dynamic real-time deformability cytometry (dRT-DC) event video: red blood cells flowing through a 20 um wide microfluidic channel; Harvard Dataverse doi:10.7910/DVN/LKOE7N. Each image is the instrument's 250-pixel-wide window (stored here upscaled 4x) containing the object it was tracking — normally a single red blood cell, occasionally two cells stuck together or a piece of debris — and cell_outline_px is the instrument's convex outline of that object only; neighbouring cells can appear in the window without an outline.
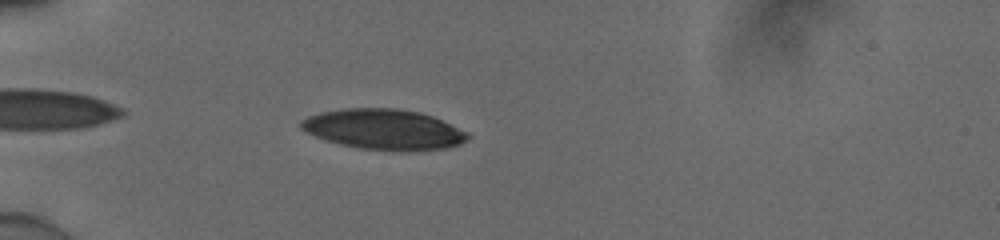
{"species": "human", "species_latin": "Homo sapiens", "temperature_condition": "cold", "stored_images_in_passage": 41, "camera_frame_rate_fps": 3000, "um_per_image_px": 0.085, "donor": {"sex": "male"}, "frame": {"image": 1, "passage_image": 4, "time_ms": 1.0, "image_size_px": [1000, 240], "cell_outline_px": [[468, 136], [460, 144], [444, 148], [360, 148], [340, 144], [304, 132], [300, 128], [300, 120], [308, 116], [320, 112], [344, 108], [396, 108], [420, 112], [432, 116], [468, 132]], "centroid_in_image_um": [32.54, 10.94], "position_along_channel_um": 52.5, "area_um2": 37.97}}
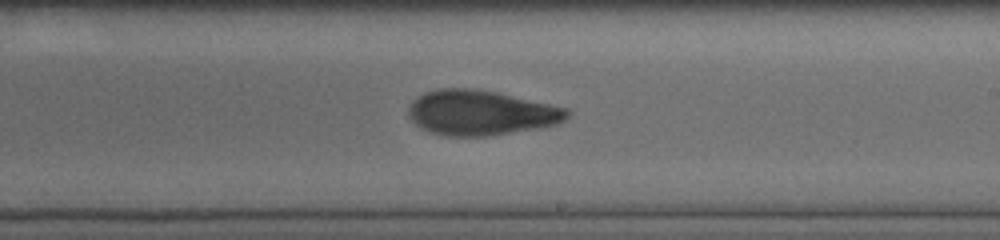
{"frame": {"image": 2, "passage_image": 21, "time_ms": 6.667, "image_size_px": [1000, 240], "cell_outline_px": [[572, 112], [564, 120], [556, 124], [536, 128], [488, 136], [448, 136], [432, 132], [416, 124], [408, 116], [408, 108], [412, 100], [416, 96], [424, 92], [436, 88], [476, 88], [496, 92], [568, 108]], "centroid_in_image_um": [40.85, 9.56], "position_along_channel_um": 248.2, "area_um2": 41.56}}
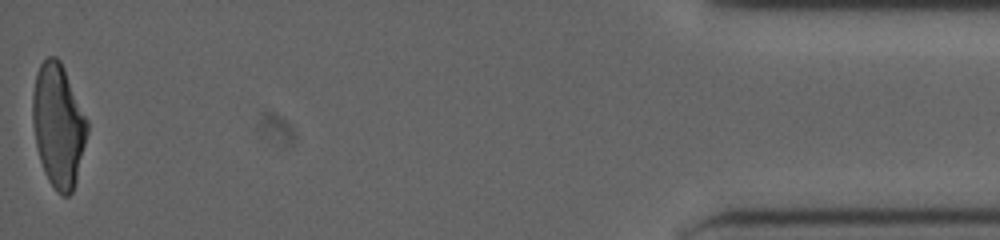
{"frame": {"image": 3, "passage_image": 41, "time_ms": 13.333, "image_size_px": [1000, 240], "cell_outline_px": [[88, 132], [76, 180], [72, 192], [68, 196], [64, 196], [56, 192], [48, 180], [44, 172], [40, 160], [36, 144], [32, 124], [32, 92], [36, 72], [40, 64], [48, 56], [56, 56], [60, 60], [64, 68], [88, 120]], "centroid_in_image_um": [4.94, 10.65], "position_along_channel_um": 430.3, "area_um2": 39.42}, "authors_computed_cell_mechanics": {"area_um2": 40.2866, "velocity_mm_per_s": 3.9142, "shape_relaxation_time_tau1_ms": 4.5926, "shape_relaxation_time_tau2_ms": 2.539, "deformation_change_tau1": 0.1787, "deformation_change_tau2": 0.1022}}